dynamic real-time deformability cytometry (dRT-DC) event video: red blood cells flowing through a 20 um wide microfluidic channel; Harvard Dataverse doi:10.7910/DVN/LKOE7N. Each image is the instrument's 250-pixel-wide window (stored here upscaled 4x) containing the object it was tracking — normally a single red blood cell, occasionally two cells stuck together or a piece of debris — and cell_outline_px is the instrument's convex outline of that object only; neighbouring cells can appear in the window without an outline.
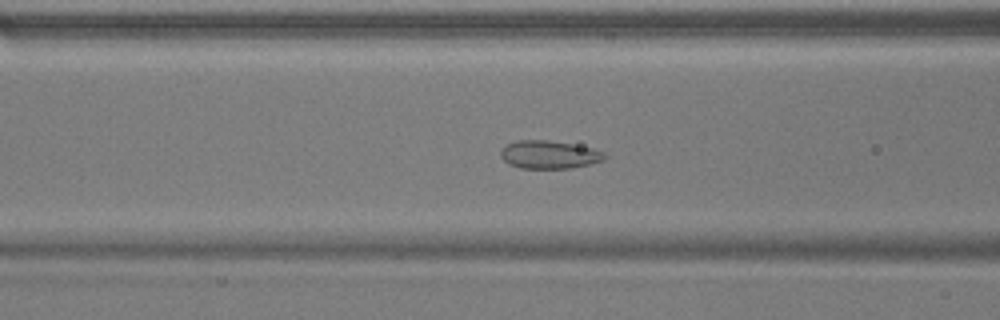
{"species": "common noctule bat (a hibernating species)", "species_latin": "Nyctalus noctula", "temperature_condition": "warm", "stored_images_in_passage": 53, "camera_frame_rate_fps": 3000, "um_per_image_px": 0.085, "animal": {"sex": "male", "body_mass_g": 17.9}, "frame": {"image": 1, "passage_image": 21, "time_ms": 6.667, "image_size_px": [1000, 320], "cell_outline_px": [[608, 156], [604, 160], [572, 168], [520, 168], [508, 164], [500, 156], [500, 152], [508, 144], [516, 140], [548, 140], [572, 144], [592, 148], [604, 152]], "centroid_in_image_um": [46.69, 13.14], "position_along_channel_um": 119.9, "area_um2": 16.94}}
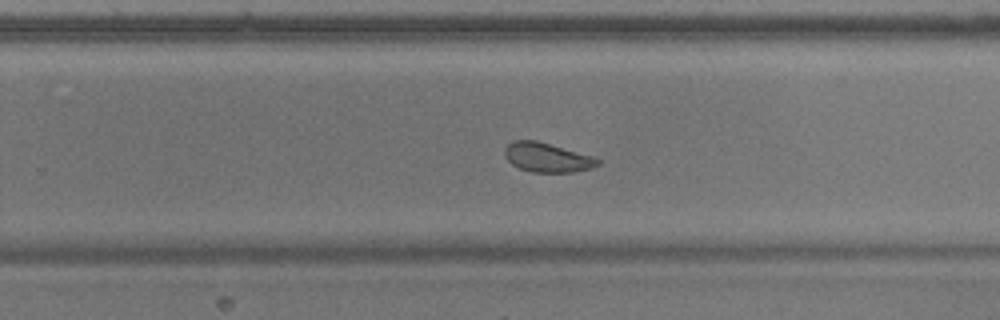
{"frame": {"image": 2, "passage_image": 34, "time_ms": 11.0, "image_size_px": [1000, 320], "cell_outline_px": [[600, 164], [588, 168], [572, 172], [532, 172], [520, 168], [512, 164], [504, 156], [504, 148], [512, 140], [536, 140], [592, 156], [600, 160]], "centroid_in_image_um": [46.46, 13.37], "position_along_channel_um": 283.3, "area_um2": 15.72}}
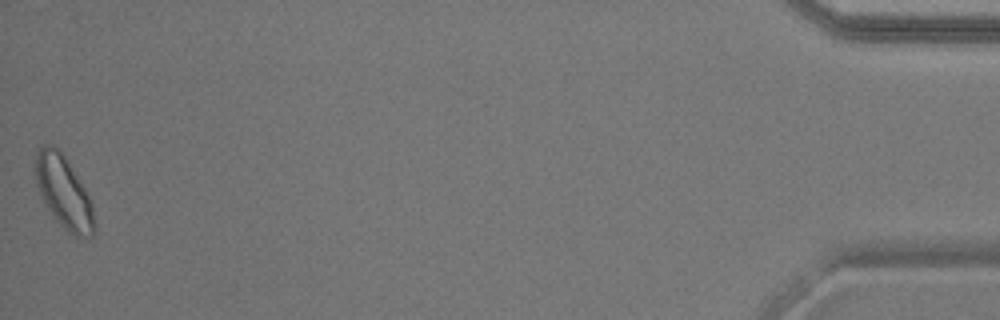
{"frame": {"image": 3, "passage_image": 53, "time_ms": 17.333, "image_size_px": [1000, 320], "cell_outline_px": [[92, 236], [76, 236], [68, 232], [52, 216], [36, 184], [36, 152], [44, 144], [52, 144], [64, 156], [84, 188], [92, 204]], "centroid_in_image_um": [5.38, 16.31], "position_along_channel_um": 429.8, "area_um2": 23.76}, "authors_computed_cell_mechanics": {"area_um2": 19.1318, "velocity_mm_per_s": 3.7789, "shape_relaxation_time_tau1_ms": null, "shape_relaxation_time_tau2_ms": 0.8683, "deformation_change_tau1": null, "deformation_change_tau2": 0.0461}}